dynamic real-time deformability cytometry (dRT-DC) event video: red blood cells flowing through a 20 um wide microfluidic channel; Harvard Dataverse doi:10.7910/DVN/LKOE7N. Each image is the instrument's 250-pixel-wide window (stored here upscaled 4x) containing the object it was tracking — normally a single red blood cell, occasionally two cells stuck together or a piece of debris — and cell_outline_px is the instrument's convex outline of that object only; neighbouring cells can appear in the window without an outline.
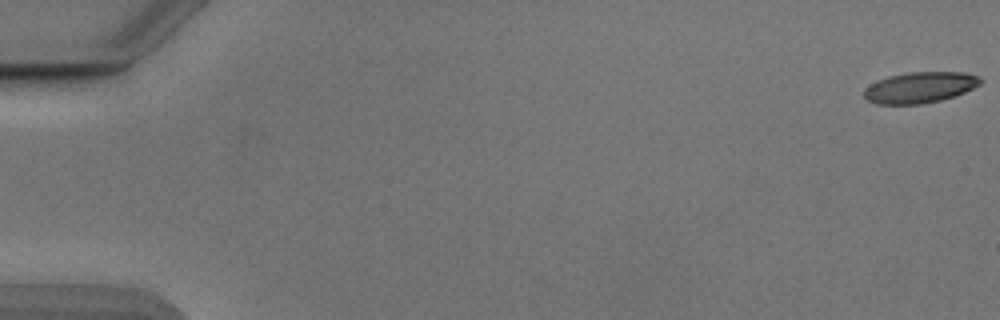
{"species": "Egyptian fruit bat (a non-hibernating species)", "species_latin": "Rousettus aegyptiacus", "temperature_condition": "cold", "stored_images_in_passage": 54, "camera_frame_rate_fps": 3000, "um_per_image_px": 0.085, "animal": {"sex": "male"}, "frame": {"image": 1, "passage_image": 1, "time_ms": 0.0, "image_size_px": [1000, 320], "cell_outline_px": [[984, 80], [980, 84], [964, 92], [940, 100], [924, 104], [876, 104], [868, 100], [864, 96], [864, 88], [876, 80], [888, 76], [908, 72], [964, 72], [980, 76]], "centroid_in_image_um": [78.18, 7.42], "position_along_channel_um": 6.8, "area_um2": 21.1}}
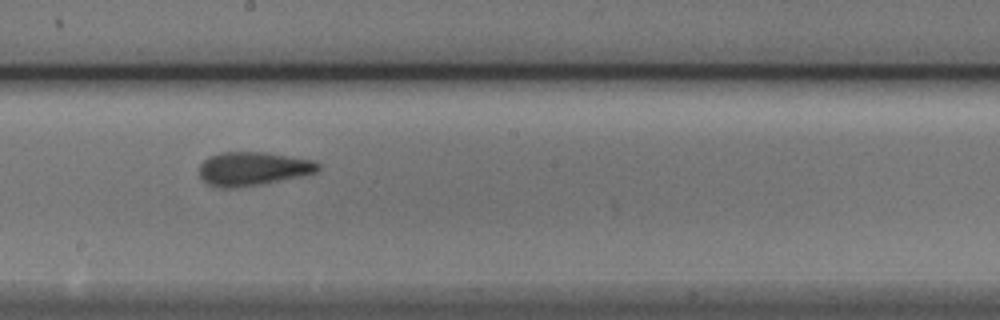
{"frame": {"image": 2, "passage_image": 31, "time_ms": 10.0, "image_size_px": [1000, 320], "cell_outline_px": [[320, 168], [316, 172], [300, 176], [264, 184], [236, 188], [216, 188], [208, 184], [200, 176], [200, 164], [208, 156], [220, 152], [264, 152], [312, 160], [320, 164]], "centroid_in_image_um": [21.47, 14.35], "position_along_channel_um": 226.7, "area_um2": 23.41}}
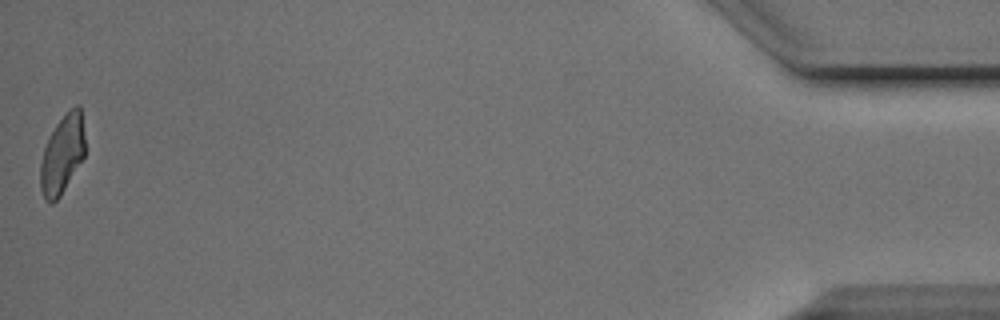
{"frame": {"image": 3, "passage_image": 54, "time_ms": 17.667, "image_size_px": [1000, 320], "cell_outline_px": [[84, 156], [60, 196], [52, 204], [44, 200], [40, 188], [40, 164], [44, 148], [56, 124], [76, 104], [80, 104], [84, 136]], "centroid_in_image_um": [5.28, 13.16], "position_along_channel_um": 429.9, "area_um2": 20.11}, "authors_computed_cell_mechanics": {"area_um2": 22.2819, "velocity_mm_per_s": 3.857, "shape_relaxation_time_tau1_ms": 3.9978, "shape_relaxation_time_tau2_ms": 1.7202, "deformation_change_tau1": 0.1437, "deformation_change_tau2": 0.0835}}